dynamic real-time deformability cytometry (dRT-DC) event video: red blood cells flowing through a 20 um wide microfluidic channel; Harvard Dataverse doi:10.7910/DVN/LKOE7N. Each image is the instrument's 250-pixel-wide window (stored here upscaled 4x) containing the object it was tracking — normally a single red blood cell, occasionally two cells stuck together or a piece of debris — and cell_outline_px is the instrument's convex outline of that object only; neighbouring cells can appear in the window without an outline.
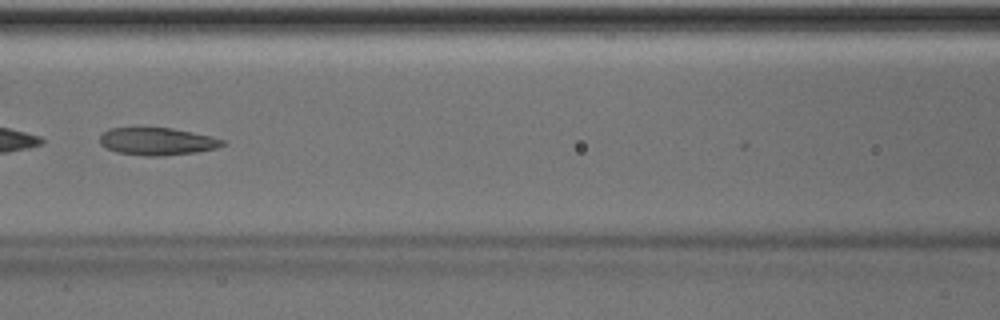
{"species": "Egyptian fruit bat (a non-hibernating species)", "species_latin": "Rousettus aegyptiacus", "temperature_condition": "room temperature", "stored_images_in_passage": 31, "camera_frame_rate_fps": 3000, "um_per_image_px": 0.085, "animal": {"sex": "male"}, "frame": {"image": 1, "passage_image": 22, "time_ms": 7.0, "image_size_px": [1000, 320], "cell_outline_px": [[228, 144], [216, 148], [196, 152], [164, 156], [144, 156], [116, 152], [100, 144], [100, 136], [108, 128], [140, 124], [172, 128], [212, 136], [224, 140]], "centroid_in_image_um": [13.32, 11.97], "position_along_channel_um": 153.3, "area_um2": 20.63}}